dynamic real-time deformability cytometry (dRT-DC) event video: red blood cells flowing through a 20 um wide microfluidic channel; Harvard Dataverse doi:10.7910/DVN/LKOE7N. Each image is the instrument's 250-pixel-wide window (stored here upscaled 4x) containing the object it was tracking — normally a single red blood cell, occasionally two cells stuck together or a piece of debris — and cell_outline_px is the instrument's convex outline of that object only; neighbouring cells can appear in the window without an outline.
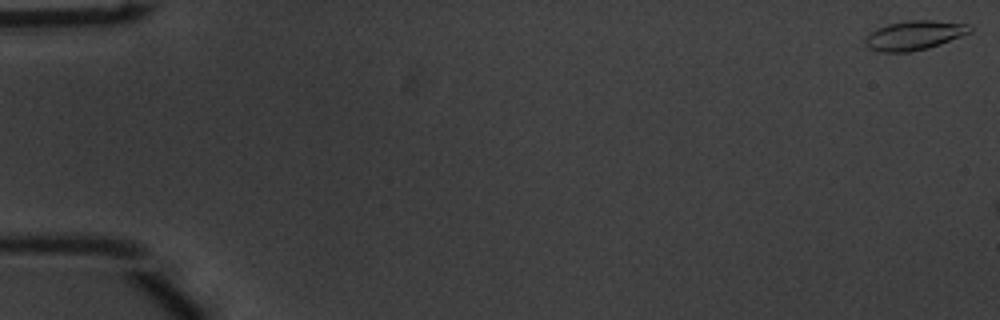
{"species": "common noctule bat (a hibernating species)", "species_latin": "Nyctalus noctula", "temperature_condition": "warm", "stored_images_in_passage": 9, "camera_frame_rate_fps": 3000, "um_per_image_px": 0.085, "animal": {"sex": "male", "body_mass_g": 20.1, "forearm_length_mm": 53.5}, "frame": {"image": 1, "passage_image": 1, "time_ms": 0.0, "image_size_px": [1000, 320], "cell_outline_px": [[972, 32], [940, 44], [928, 48], [908, 52], [880, 52], [868, 48], [864, 44], [864, 40], [876, 28], [888, 24], [912, 20], [932, 20], [972, 24]], "centroid_in_image_um": [77.74, 3.0], "position_along_channel_um": 7.3, "area_um2": 17.92}}